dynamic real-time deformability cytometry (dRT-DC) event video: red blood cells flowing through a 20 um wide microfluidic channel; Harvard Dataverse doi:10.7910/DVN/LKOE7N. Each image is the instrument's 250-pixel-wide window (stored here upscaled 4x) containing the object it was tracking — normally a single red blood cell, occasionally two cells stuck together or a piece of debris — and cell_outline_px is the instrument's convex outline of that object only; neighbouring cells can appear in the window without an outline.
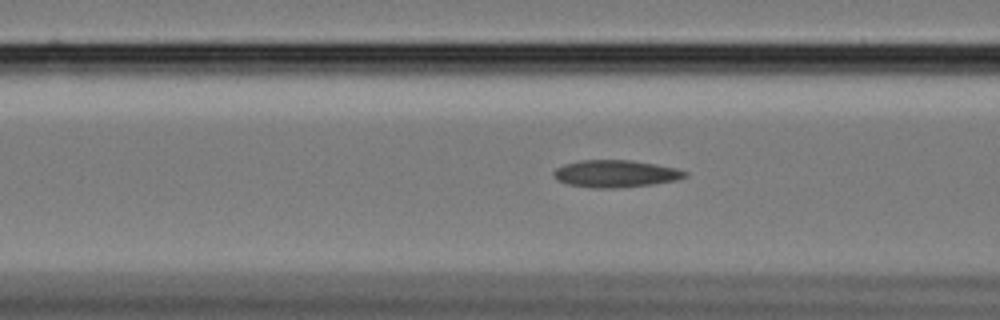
{"species": "Egyptian fruit bat (a non-hibernating species)", "species_latin": "Rousettus aegyptiacus", "temperature_condition": "cold", "stored_images_in_passage": 50, "camera_frame_rate_fps": 3000, "um_per_image_px": 0.085, "animal": {"sex": "female"}, "frame": {"image": 1, "passage_image": 14, "time_ms": 4.333, "image_size_px": [1000, 320], "cell_outline_px": [[688, 176], [676, 180], [652, 184], [616, 188], [592, 188], [568, 184], [556, 180], [552, 176], [552, 172], [556, 168], [564, 164], [580, 160], [632, 160], [656, 164], [676, 168], [688, 172]], "centroid_in_image_um": [52.3, 14.76], "position_along_channel_um": 114.3, "area_um2": 20.98}}
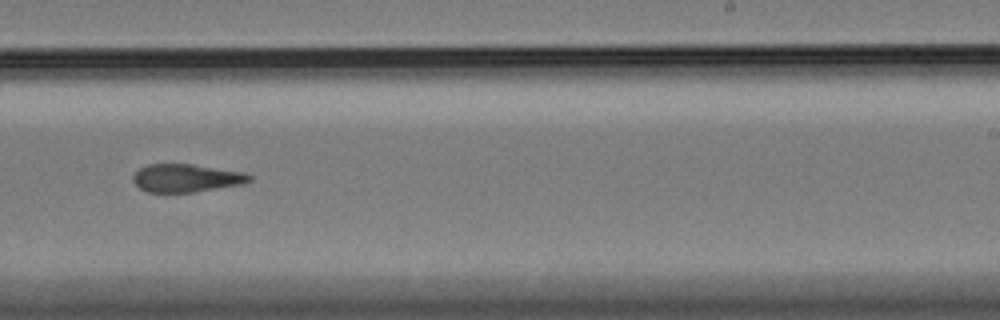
{"frame": {"image": 2, "passage_image": 28, "time_ms": 9.0, "image_size_px": [1000, 320], "cell_outline_px": [[252, 180], [244, 184], [196, 192], [148, 192], [140, 188], [132, 180], [132, 176], [140, 168], [148, 164], [192, 164], [244, 172], [252, 176]], "centroid_in_image_um": [15.86, 15.14], "position_along_channel_um": 273.1, "area_um2": 19.07}}
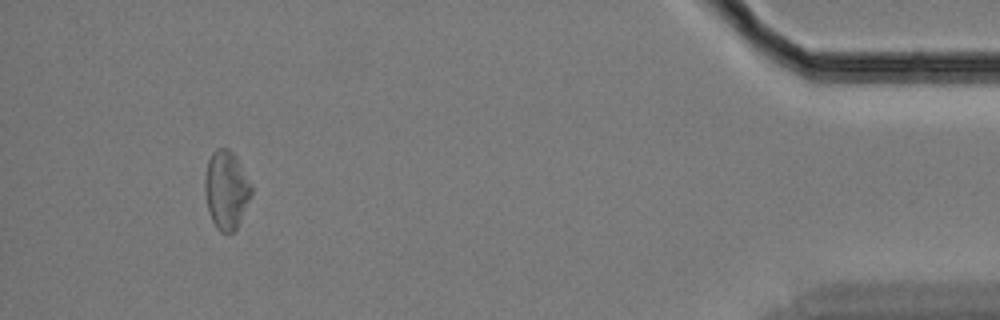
{"frame": {"image": 3, "passage_image": 46, "time_ms": 15.0, "image_size_px": [1000, 320], "cell_outline_px": [[252, 196], [236, 228], [228, 236], [220, 232], [216, 228], [212, 220], [208, 208], [204, 192], [204, 176], [208, 160], [212, 152], [216, 148], [228, 148], [232, 152], [240, 164], [252, 184]], "centroid_in_image_um": [19.23, 16.15], "position_along_channel_um": 416.0, "area_um2": 21.44}, "authors_computed_cell_mechanics": {"area_um2": 20.6635, "velocity_mm_per_s": 3.4071, "shape_relaxation_time_tau1_ms": null, "shape_relaxation_time_tau2_ms": 3.9238, "deformation_change_tau1": null, "deformation_change_tau2": 0.1171}}